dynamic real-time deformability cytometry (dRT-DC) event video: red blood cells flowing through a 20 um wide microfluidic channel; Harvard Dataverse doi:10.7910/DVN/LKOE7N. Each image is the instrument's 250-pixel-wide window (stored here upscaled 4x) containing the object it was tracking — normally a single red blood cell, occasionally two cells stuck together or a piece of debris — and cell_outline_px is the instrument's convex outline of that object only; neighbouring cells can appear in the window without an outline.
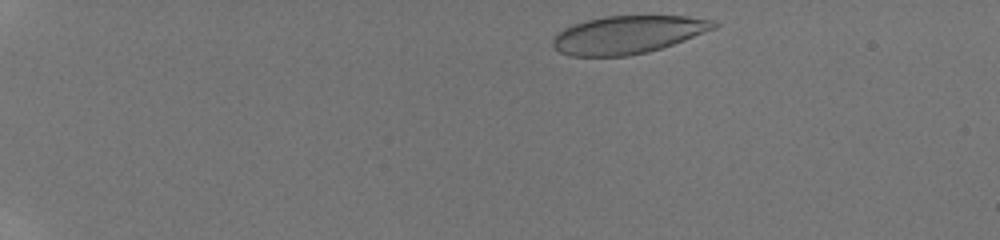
{"species": "human", "species_latin": "Homo sapiens", "temperature_condition": "room temperature", "stored_images_in_passage": 43, "camera_frame_rate_fps": 3000, "um_per_image_px": 0.085, "donor": {"sex": "male"}, "frame": {"image": 1, "passage_image": 2, "time_ms": 0.333, "image_size_px": [1000, 240], "cell_outline_px": [[720, 24], [716, 28], [684, 40], [648, 52], [628, 56], [568, 56], [560, 52], [552, 44], [552, 40], [564, 28], [572, 24], [604, 16], [684, 16], [716, 20]], "centroid_in_image_um": [53.38, 2.94], "position_along_channel_um": 31.6, "area_um2": 35.43}}
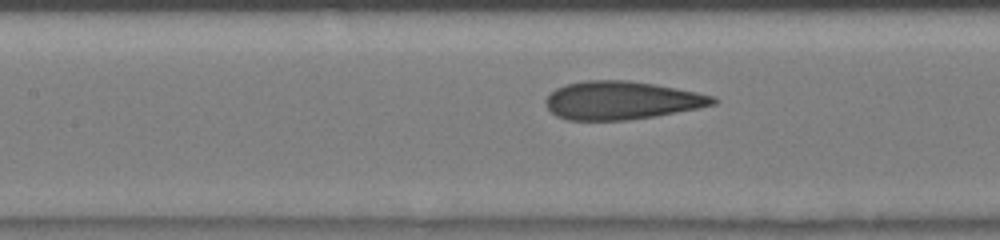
{"frame": {"image": 2, "passage_image": 19, "time_ms": 6.0, "image_size_px": [1000, 240], "cell_outline_px": [[716, 104], [656, 116], [628, 120], [568, 120], [556, 116], [544, 104], [544, 100], [556, 88], [568, 84], [584, 80], [628, 80], [676, 88], [716, 96]], "centroid_in_image_um": [52.81, 8.53], "position_along_channel_um": 154.6, "area_um2": 37.11}}
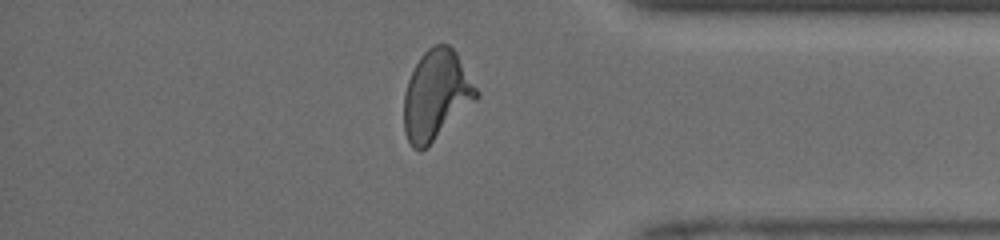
{"frame": {"image": 3, "passage_image": 37, "time_ms": 12.0, "image_size_px": [1000, 240], "cell_outline_px": [[480, 96], [476, 100], [420, 152], [412, 148], [404, 132], [404, 92], [408, 80], [420, 56], [428, 48], [436, 44], [448, 44], [456, 52], [480, 92]], "centroid_in_image_um": [37.07, 8.06], "position_along_channel_um": 398.1, "area_um2": 37.45}, "authors_computed_cell_mechanics": {"area_um2": 36.8764, "velocity_mm_per_s": 4.2148, "shape_relaxation_time_tau1_ms": 11.0197, "shape_relaxation_time_tau2_ms": 0.7421, "deformation_change_tau1": 0.3193, "deformation_change_tau2": 0.0685}}